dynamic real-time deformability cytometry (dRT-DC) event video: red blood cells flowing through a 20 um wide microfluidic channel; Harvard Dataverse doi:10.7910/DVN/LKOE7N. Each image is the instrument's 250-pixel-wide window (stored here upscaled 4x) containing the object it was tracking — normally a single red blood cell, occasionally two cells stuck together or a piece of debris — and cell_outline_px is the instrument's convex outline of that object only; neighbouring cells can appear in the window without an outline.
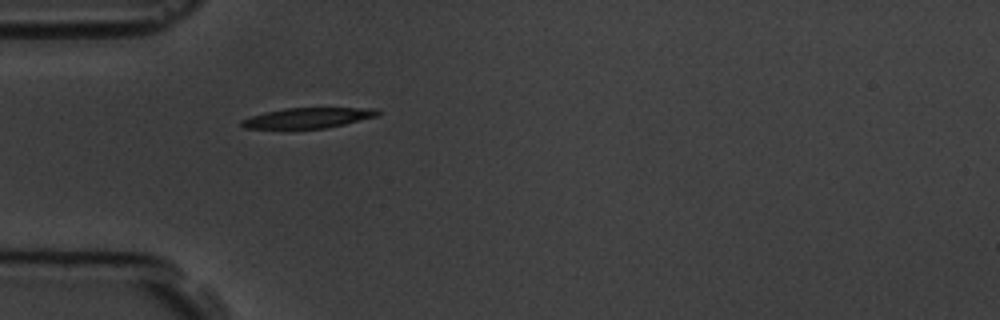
{"species": "common noctule bat (a hibernating species)", "species_latin": "Nyctalus noctula", "temperature_condition": "room temperature", "stored_images_in_passage": 40, "camera_frame_rate_fps": 3000, "um_per_image_px": 0.085, "animal": {"sex": "male", "body_mass_g": 19.5, "forearm_length_mm": 54.6}, "frame": {"image": 1, "passage_image": 1, "time_ms": 0.0, "image_size_px": [1000, 320], "cell_outline_px": [[380, 112], [376, 116], [328, 128], [244, 128], [240, 124], [240, 120], [264, 112], [284, 108], [376, 108]], "centroid_in_image_um": [26.15, 10.01], "position_along_channel_um": 58.8, "area_um2": 15.95}}
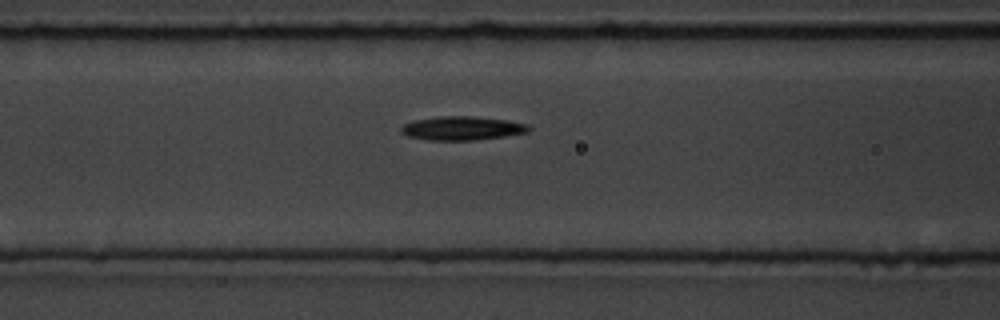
{"frame": {"image": 2, "passage_image": 7, "time_ms": 2.0, "image_size_px": [1000, 320], "cell_outline_px": [[532, 128], [528, 132], [504, 136], [476, 140], [428, 140], [408, 136], [400, 132], [400, 128], [404, 124], [416, 120], [440, 116], [468, 116], [508, 120], [528, 124]], "centroid_in_image_um": [39.29, 10.9], "position_along_channel_um": 127.3, "area_um2": 17.63}}
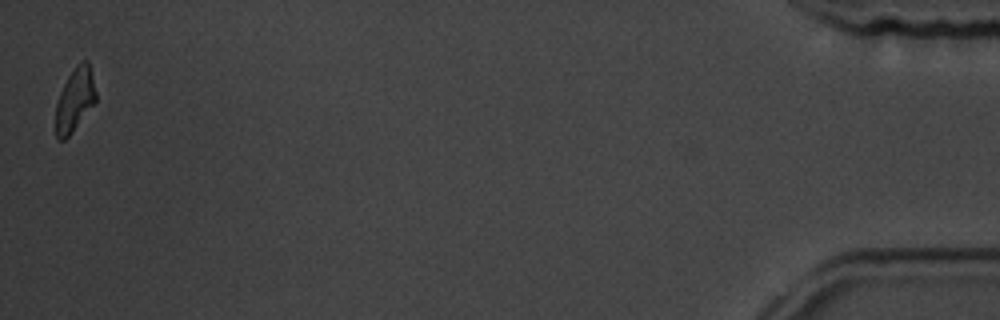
{"frame": {"image": 3, "passage_image": 40, "time_ms": 13.0, "image_size_px": [1000, 320], "cell_outline_px": [[96, 100], [72, 132], [64, 140], [56, 140], [56, 104], [60, 92], [68, 76], [76, 64], [80, 60], [88, 60], [96, 92]], "centroid_in_image_um": [6.35, 8.46], "position_along_channel_um": 428.9, "area_um2": 14.68}, "authors_computed_cell_mechanics": {"area_um2": 16.4441, "velocity_mm_per_s": 3.6059, "shape_relaxation_time_tau1_ms": 3.3015, "shape_relaxation_time_tau2_ms": null, "deformation_change_tau1": 0.1228, "deformation_change_tau2": null}}